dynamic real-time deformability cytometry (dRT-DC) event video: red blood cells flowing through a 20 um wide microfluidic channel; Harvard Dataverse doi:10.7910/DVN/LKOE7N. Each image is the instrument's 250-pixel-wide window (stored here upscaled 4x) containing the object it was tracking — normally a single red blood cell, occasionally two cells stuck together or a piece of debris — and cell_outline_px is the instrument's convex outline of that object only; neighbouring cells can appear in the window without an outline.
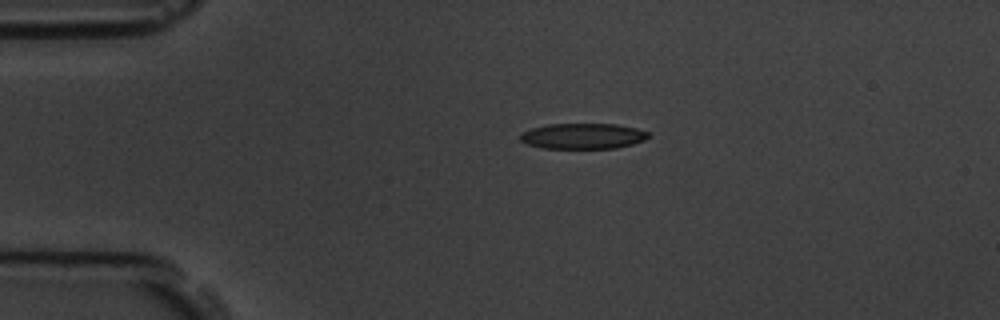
{"species": "common noctule bat (a hibernating species)", "species_latin": "Nyctalus noctula", "temperature_condition": "room temperature", "stored_images_in_passage": 3, "camera_frame_rate_fps": 3000, "um_per_image_px": 0.085, "animal": {"sex": "male", "body_mass_g": 19.5, "forearm_length_mm": 54.6}, "frame": {"image": 1, "passage_image": 1, "time_ms": 0.0, "image_size_px": [1000, 320], "cell_outline_px": [[652, 136], [644, 140], [632, 144], [616, 148], [540, 148], [528, 144], [520, 140], [520, 136], [524, 132], [532, 128], [548, 124], [616, 124], [636, 128], [648, 132]], "centroid_in_image_um": [49.58, 11.57], "position_along_channel_um": 35.4, "area_um2": 19.07}}
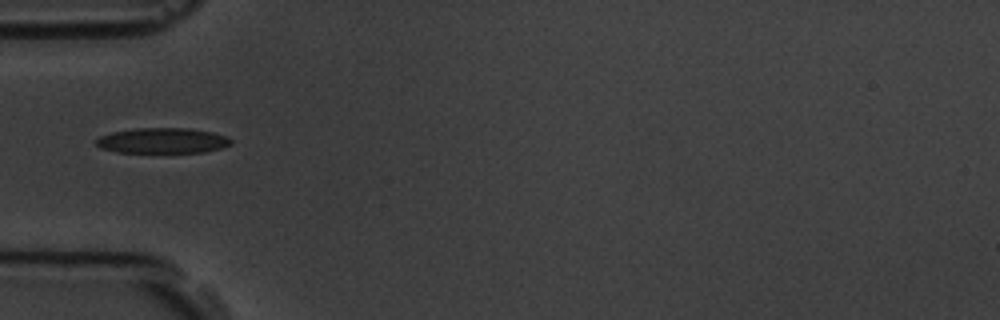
{"frame": {"image": 2, "passage_image": 3, "time_ms": 2.0, "image_size_px": [1000, 320], "cell_outline_px": [[232, 144], [220, 148], [204, 152], [116, 152], [100, 148], [96, 144], [96, 140], [100, 136], [112, 132], [136, 128], [188, 128], [212, 132], [228, 136], [232, 140]], "centroid_in_image_um": [13.83, 11.95], "position_along_channel_um": 71.2, "area_um2": 19.94}}